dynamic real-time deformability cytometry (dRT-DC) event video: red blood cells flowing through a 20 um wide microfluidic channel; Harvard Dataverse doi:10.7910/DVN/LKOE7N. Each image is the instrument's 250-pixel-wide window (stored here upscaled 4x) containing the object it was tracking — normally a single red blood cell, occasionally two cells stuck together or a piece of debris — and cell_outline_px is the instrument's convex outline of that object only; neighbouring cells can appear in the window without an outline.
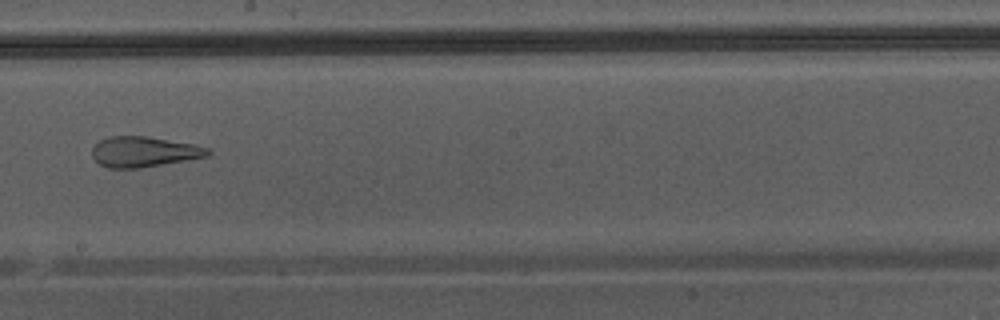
{"species": "Egyptian fruit bat (a non-hibernating species)", "species_latin": "Rousettus aegyptiacus", "temperature_condition": "warm", "stored_images_in_passage": 39, "camera_frame_rate_fps": 3000, "um_per_image_px": 0.085, "animal": {"sex": "male"}, "frame": {"image": 1, "passage_image": 22, "time_ms": 7.0, "image_size_px": [1000, 320], "cell_outline_px": [[212, 152], [208, 156], [140, 168], [108, 168], [100, 164], [92, 156], [92, 148], [100, 140], [108, 136], [144, 136], [196, 144], [208, 148]], "centroid_in_image_um": [12.23, 12.9], "position_along_channel_um": 236.0, "area_um2": 20.46}}